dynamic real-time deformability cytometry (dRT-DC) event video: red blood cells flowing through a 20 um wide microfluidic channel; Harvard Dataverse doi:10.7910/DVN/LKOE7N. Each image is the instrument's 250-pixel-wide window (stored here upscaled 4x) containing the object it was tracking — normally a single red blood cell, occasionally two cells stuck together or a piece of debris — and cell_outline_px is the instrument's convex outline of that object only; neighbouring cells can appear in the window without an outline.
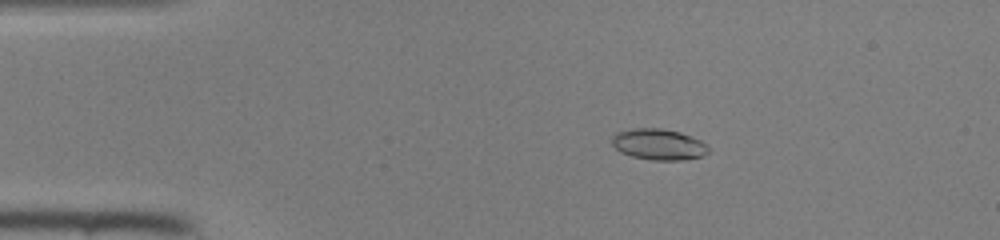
{"species": "common noctule bat (a hibernating species)", "species_latin": "Nyctalus noctula", "temperature_condition": "room temperature", "stored_images_in_passage": 47, "camera_frame_rate_fps": 3000, "um_per_image_px": 0.085, "animal": {"sex": "female", "body_mass_g": 22.0, "forearm_length_mm": 56.7}, "frame": {"image": 1, "passage_image": 9, "time_ms": 2.667, "image_size_px": [1000, 240], "cell_outline_px": [[708, 152], [700, 156], [684, 160], [652, 160], [632, 156], [620, 152], [612, 144], [612, 136], [616, 132], [632, 128], [660, 128], [680, 132], [700, 140], [708, 144]], "centroid_in_image_um": [55.97, 12.26], "position_along_channel_um": 29.0, "area_um2": 17.46}}
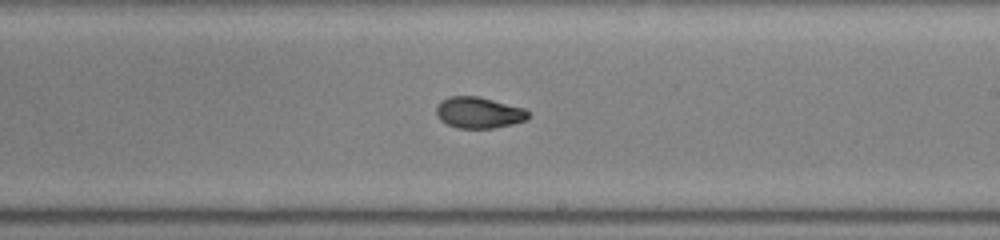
{"frame": {"image": 2, "passage_image": 28, "time_ms": 9.0, "image_size_px": [1000, 240], "cell_outline_px": [[528, 116], [524, 120], [512, 124], [492, 128], [456, 128], [440, 120], [436, 116], [436, 108], [440, 100], [448, 96], [476, 96], [524, 108], [528, 112]], "centroid_in_image_um": [40.63, 9.57], "position_along_channel_um": 248.4, "area_um2": 16.59}}
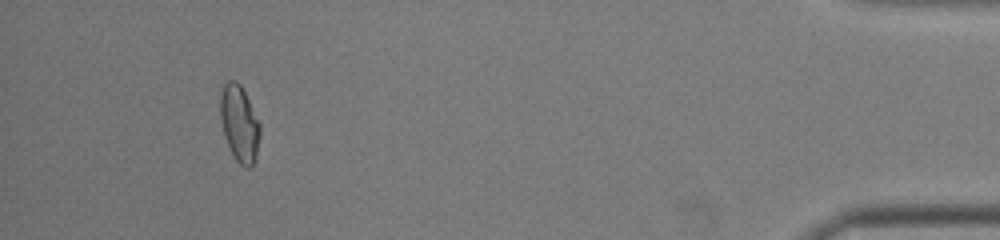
{"frame": {"image": 3, "passage_image": 44, "time_ms": 14.333, "image_size_px": [1000, 240], "cell_outline_px": [[260, 132], [256, 156], [252, 168], [248, 168], [240, 164], [236, 160], [228, 144], [224, 132], [220, 116], [220, 92], [224, 84], [228, 80], [236, 80], [240, 84], [260, 124]], "centroid_in_image_um": [20.35, 10.49], "position_along_channel_um": 414.9, "area_um2": 17.4}}